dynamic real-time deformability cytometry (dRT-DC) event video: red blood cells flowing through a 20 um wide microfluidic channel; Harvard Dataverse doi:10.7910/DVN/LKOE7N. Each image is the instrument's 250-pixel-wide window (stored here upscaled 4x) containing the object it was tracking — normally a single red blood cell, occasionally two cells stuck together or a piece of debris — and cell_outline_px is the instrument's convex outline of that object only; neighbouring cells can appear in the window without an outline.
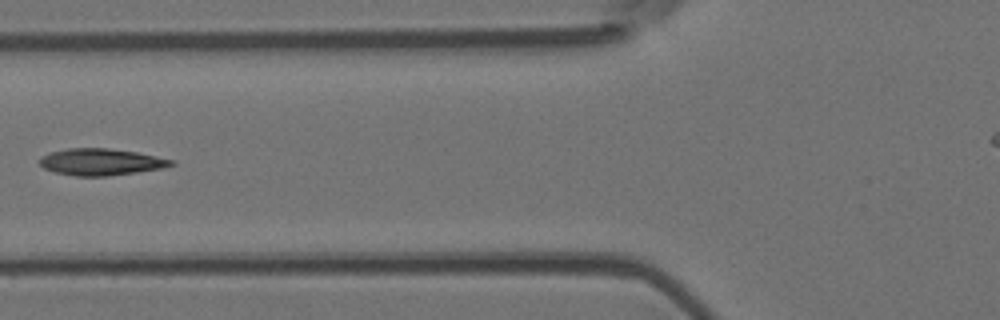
{"species": "Egyptian fruit bat (a non-hibernating species)", "species_latin": "Rousettus aegyptiacus", "temperature_condition": "room temperature", "stored_images_in_passage": 3, "camera_frame_rate_fps": 3000, "um_per_image_px": 0.085, "animal": {"sex": "female"}, "frame": {"image": 1, "passage_image": 2, "time_ms": 1.0, "image_size_px": [1000, 320], "cell_outline_px": [[176, 164], [160, 168], [136, 172], [108, 176], [76, 176], [56, 172], [44, 168], [40, 164], [40, 156], [52, 152], [68, 148], [108, 148], [136, 152], [172, 160]], "centroid_in_image_um": [8.55, 13.76], "position_along_channel_um": 117.3, "area_um2": 20.17}}
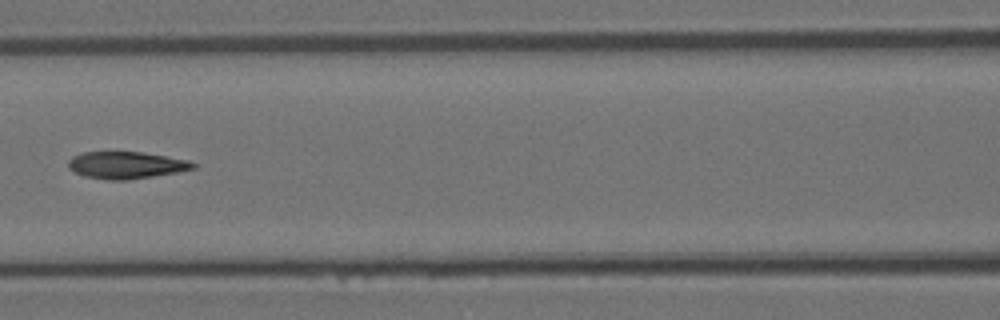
{"frame": {"image": 2, "passage_image": 3, "time_ms": 2.0, "image_size_px": [1000, 320], "cell_outline_px": [[196, 168], [180, 172], [128, 180], [108, 180], [84, 176], [68, 168], [68, 160], [72, 156], [84, 152], [140, 152], [188, 160], [196, 164]], "centroid_in_image_um": [10.73, 14.04], "position_along_channel_um": 155.9, "area_um2": 19.65}}